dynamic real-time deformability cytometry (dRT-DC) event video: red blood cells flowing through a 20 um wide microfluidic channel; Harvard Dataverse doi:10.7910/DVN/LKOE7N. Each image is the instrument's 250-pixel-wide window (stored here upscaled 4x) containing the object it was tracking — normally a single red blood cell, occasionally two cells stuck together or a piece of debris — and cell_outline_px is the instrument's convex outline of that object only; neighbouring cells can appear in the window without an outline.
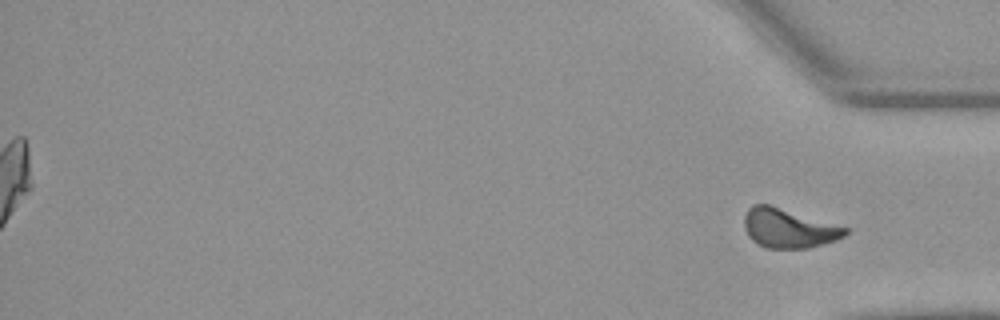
{"species": "Egyptian fruit bat (a non-hibernating species)", "species_latin": "Rousettus aegyptiacus", "temperature_condition": "warm", "stored_images_in_passage": 51, "segment_of_instrument_passage": [2, 2], "camera_frame_rate_fps": 3000, "um_per_image_px": 0.085, "animal": {"sex": "female"}, "frame": {"image": 1, "passage_image": 51, "time_ms": 16.667, "image_size_px": [1000, 320], "cell_outline_px": [[848, 232], [844, 236], [836, 240], [808, 248], [764, 248], [756, 244], [748, 236], [744, 228], [744, 216], [748, 208], [752, 204], [768, 204], [848, 228]], "centroid_in_image_um": [66.98, 19.41], "position_along_channel_um": 368.2, "area_um2": 23.0}}